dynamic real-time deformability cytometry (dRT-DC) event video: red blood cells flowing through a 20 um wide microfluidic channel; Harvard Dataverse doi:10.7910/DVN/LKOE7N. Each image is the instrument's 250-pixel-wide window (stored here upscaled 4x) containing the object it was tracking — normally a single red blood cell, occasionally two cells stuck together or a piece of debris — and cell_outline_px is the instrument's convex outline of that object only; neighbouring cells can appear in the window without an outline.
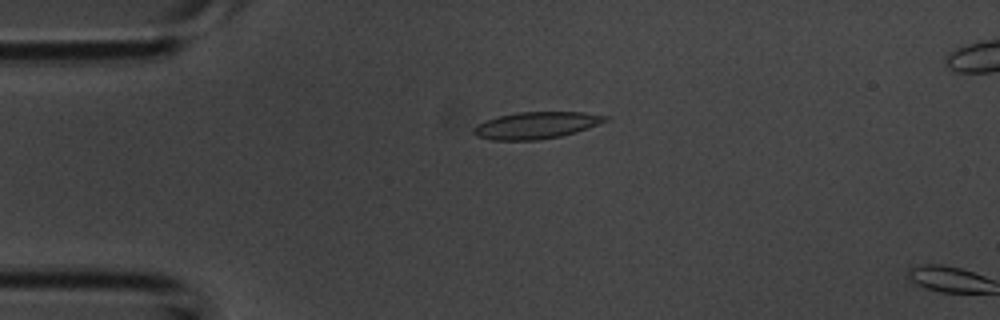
{"species": "common noctule bat (a hibernating species)", "species_latin": "Nyctalus noctula", "temperature_condition": "room temperature", "stored_images_in_passage": 8, "camera_frame_rate_fps": 3000, "um_per_image_px": 0.085, "animal": {"sex": "male", "body_mass_g": 20.1, "forearm_length_mm": 53.5}, "frame": {"image": 1, "passage_image": 7, "time_ms": 2.0, "image_size_px": [1000, 320], "cell_outline_px": [[608, 120], [600, 124], [576, 132], [560, 136], [540, 140], [492, 140], [476, 136], [472, 132], [472, 128], [476, 124], [500, 116], [516, 112], [584, 112], [608, 116]], "centroid_in_image_um": [45.57, 10.65], "position_along_channel_um": 39.4, "area_um2": 20.63}}